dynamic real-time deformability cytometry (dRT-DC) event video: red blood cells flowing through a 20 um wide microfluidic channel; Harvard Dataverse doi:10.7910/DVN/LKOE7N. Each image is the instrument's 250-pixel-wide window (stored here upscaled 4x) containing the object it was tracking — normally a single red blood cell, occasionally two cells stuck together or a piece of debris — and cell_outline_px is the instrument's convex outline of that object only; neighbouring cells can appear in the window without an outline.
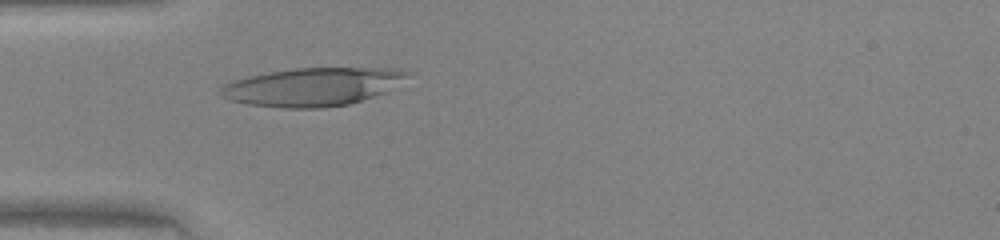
{"species": "human", "species_latin": "Homo sapiens", "temperature_condition": "warm", "stored_images_in_passage": 46, "camera_frame_rate_fps": 3000, "um_per_image_px": 0.085, "donor": {"sex": "female"}, "frame": {"image": 1, "passage_image": 14, "time_ms": 4.333, "image_size_px": [1000, 240], "cell_outline_px": [[416, 72], [388, 92], [348, 104], [320, 108], [284, 108], [248, 104], [232, 100], [220, 96], [220, 88], [224, 84], [232, 80], [248, 76], [296, 68], [400, 68]], "centroid_in_image_um": [26.66, 7.37], "position_along_channel_um": 58.3, "area_um2": 41.91}}
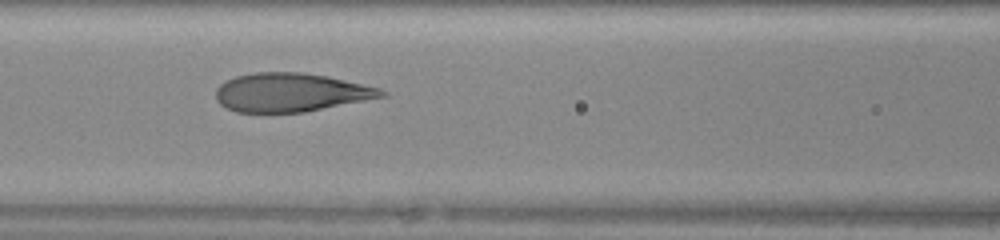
{"frame": {"image": 2, "passage_image": 20, "time_ms": 6.333, "image_size_px": [1000, 240], "cell_outline_px": [[388, 96], [304, 112], [236, 112], [220, 104], [216, 100], [216, 88], [220, 84], [236, 76], [256, 72], [304, 72], [328, 76], [380, 88], [388, 92]], "centroid_in_image_um": [24.74, 7.85], "position_along_channel_um": 141.9, "area_um2": 37.34}}
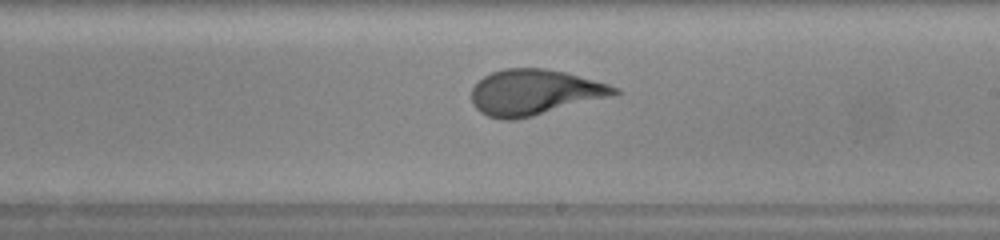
{"frame": {"image": 3, "passage_image": 27, "time_ms": 8.667, "image_size_px": [1000, 240], "cell_outline_px": [[620, 92], [616, 96], [516, 120], [500, 120], [488, 116], [480, 112], [472, 104], [472, 88], [484, 76], [492, 72], [504, 68], [548, 68], [564, 72], [608, 84], [620, 88]], "centroid_in_image_um": [45.45, 7.86], "position_along_channel_um": 243.5, "area_um2": 38.26}}